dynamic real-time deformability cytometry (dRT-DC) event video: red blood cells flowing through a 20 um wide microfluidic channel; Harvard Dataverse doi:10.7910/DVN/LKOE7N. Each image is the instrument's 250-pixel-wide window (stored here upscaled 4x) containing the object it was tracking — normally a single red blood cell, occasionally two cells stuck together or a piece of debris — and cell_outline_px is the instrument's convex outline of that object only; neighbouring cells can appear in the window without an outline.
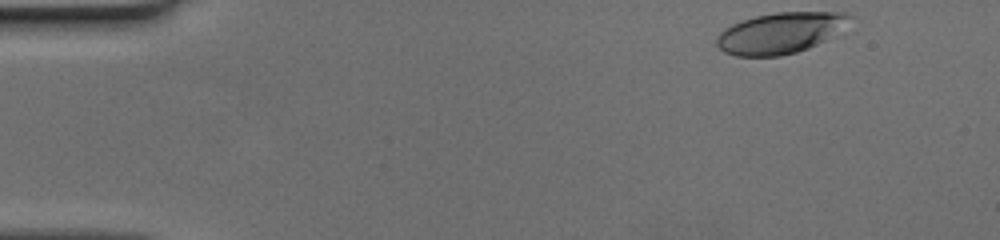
{"species": "human", "species_latin": "Homo sapiens", "temperature_condition": "cold", "stored_images_in_passage": 47, "camera_frame_rate_fps": 3000, "um_per_image_px": 0.085, "donor": {"sex": "female"}, "frame": {"image": 1, "passage_image": 1, "time_ms": 0.0, "image_size_px": [1000, 240], "cell_outline_px": [[856, 16], [824, 40], [808, 48], [796, 52], [780, 56], [736, 56], [724, 52], [716, 44], [716, 40], [720, 32], [724, 28], [732, 24], [756, 16], [776, 12], [848, 12]], "centroid_in_image_um": [66.3, 2.79], "position_along_channel_um": 18.7, "area_um2": 31.44}}
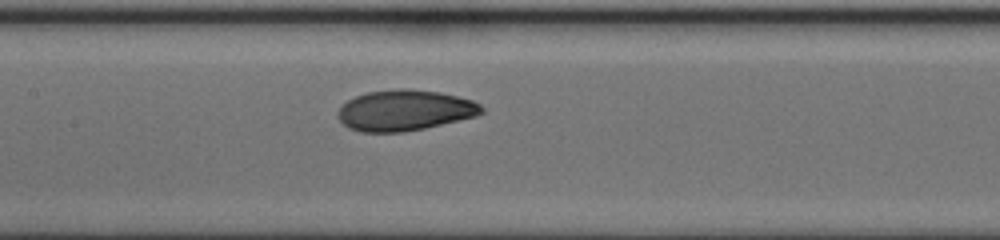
{"frame": {"image": 2, "passage_image": 21, "time_ms": 6.667, "image_size_px": [1000, 240], "cell_outline_px": [[484, 112], [476, 116], [424, 128], [404, 132], [360, 132], [348, 128], [340, 120], [336, 112], [348, 100], [356, 96], [368, 92], [404, 88], [440, 92], [472, 100], [480, 104], [484, 108]], "centroid_in_image_um": [34.4, 9.38], "position_along_channel_um": 173.0, "area_um2": 33.99}}
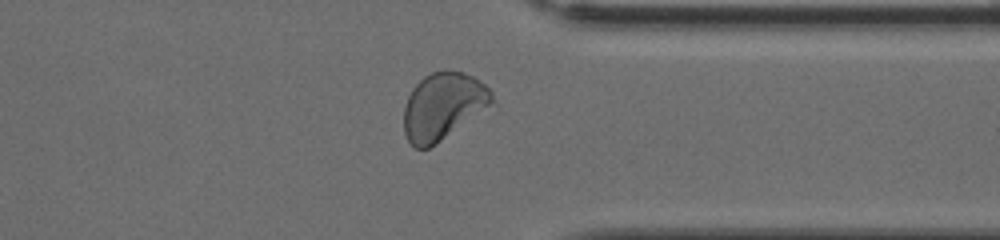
{"frame": {"image": 3, "passage_image": 36, "time_ms": 11.667, "image_size_px": [1000, 240], "cell_outline_px": [[496, 100], [436, 144], [428, 148], [416, 148], [408, 140], [404, 132], [404, 108], [408, 96], [412, 88], [424, 76], [432, 72], [444, 68], [464, 72], [472, 76], [484, 84], [492, 92]], "centroid_in_image_um": [37.64, 8.98], "position_along_channel_um": 373.8, "area_um2": 34.16}}